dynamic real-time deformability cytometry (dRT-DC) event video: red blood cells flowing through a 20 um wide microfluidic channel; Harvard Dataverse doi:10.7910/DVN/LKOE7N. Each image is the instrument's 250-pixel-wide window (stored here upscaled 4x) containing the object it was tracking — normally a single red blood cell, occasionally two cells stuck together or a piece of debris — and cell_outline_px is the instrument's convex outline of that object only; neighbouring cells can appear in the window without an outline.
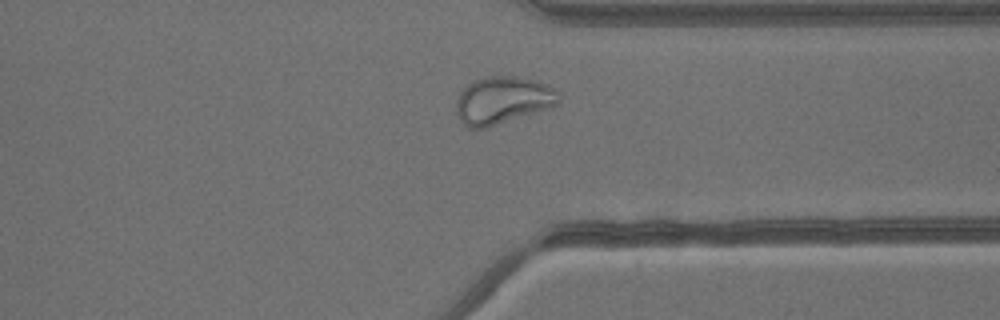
{"species": "common noctule bat (a hibernating species)", "species_latin": "Nyctalus noctula", "temperature_condition": "warm", "stored_images_in_passage": 32, "camera_frame_rate_fps": 3000, "um_per_image_px": 0.085, "animal": {"sex": "male", "body_mass_g": 13.3}, "frame": {"image": 1, "passage_image": 23, "time_ms": 7.333, "image_size_px": [1000, 320], "cell_outline_px": [[560, 100], [556, 104], [548, 108], [484, 128], [468, 128], [460, 120], [456, 112], [456, 100], [460, 92], [468, 84], [484, 76], [516, 76], [532, 80], [544, 84], [552, 88], [560, 96]], "centroid_in_image_um": [42.68, 8.52], "position_along_channel_um": 368.7, "area_um2": 27.86}}